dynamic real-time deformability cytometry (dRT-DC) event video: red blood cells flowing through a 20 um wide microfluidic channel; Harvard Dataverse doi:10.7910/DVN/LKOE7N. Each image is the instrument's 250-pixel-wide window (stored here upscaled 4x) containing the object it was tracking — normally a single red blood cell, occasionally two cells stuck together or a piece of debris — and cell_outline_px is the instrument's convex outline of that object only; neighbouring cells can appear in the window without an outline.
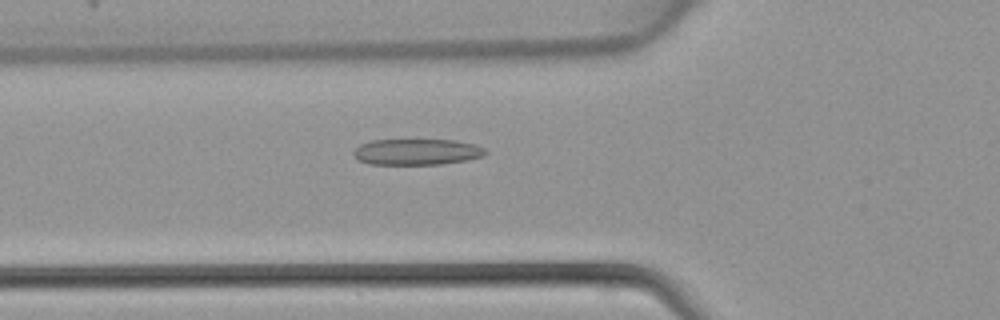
{"species": "common noctule bat (a hibernating species)", "species_latin": "Nyctalus noctula", "temperature_condition": "warm", "stored_images_in_passage": 33, "camera_frame_rate_fps": 3000, "um_per_image_px": 0.085, "animal": {"sex": "female", "body_mass_g": 22.7, "forearm_length_mm": 54.2}, "frame": {"image": 1, "passage_image": 7, "time_ms": 2.0, "image_size_px": [1000, 320], "cell_outline_px": [[488, 152], [484, 156], [468, 160], [440, 164], [368, 164], [356, 160], [352, 156], [352, 152], [360, 144], [372, 140], [456, 140], [476, 144], [484, 148]], "centroid_in_image_um": [35.42, 12.91], "position_along_channel_um": 90.4, "area_um2": 20.29}}
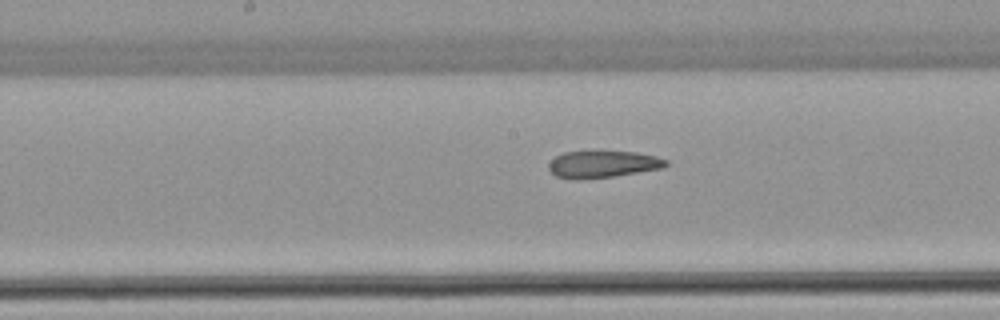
{"frame": {"image": 2, "passage_image": 14, "time_ms": 4.333, "image_size_px": [1000, 320], "cell_outline_px": [[668, 164], [664, 168], [612, 176], [580, 180], [568, 180], [556, 176], [548, 168], [548, 164], [556, 156], [564, 152], [636, 152], [656, 156], [668, 160]], "centroid_in_image_um": [51.23, 13.98], "position_along_channel_um": 197.0, "area_um2": 18.38}}
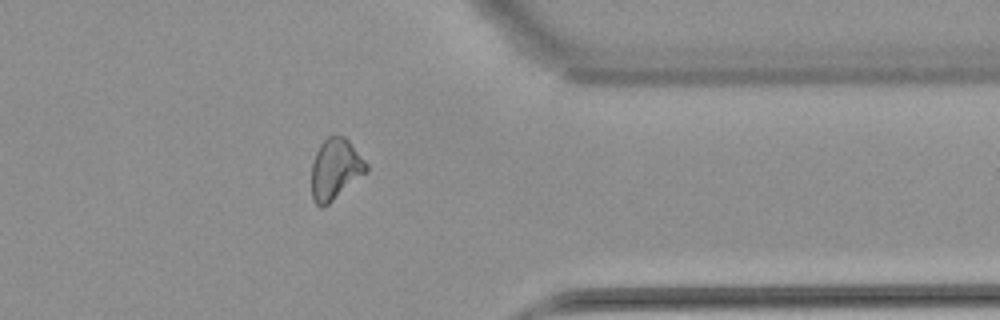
{"frame": {"image": 3, "passage_image": 27, "time_ms": 8.667, "image_size_px": [1000, 320], "cell_outline_px": [[368, 172], [324, 208], [320, 208], [312, 200], [312, 160], [320, 144], [332, 132], [344, 136], [348, 140], [368, 164]], "centroid_in_image_um": [28.5, 14.37], "position_along_channel_um": 382.9, "area_um2": 19.88}}